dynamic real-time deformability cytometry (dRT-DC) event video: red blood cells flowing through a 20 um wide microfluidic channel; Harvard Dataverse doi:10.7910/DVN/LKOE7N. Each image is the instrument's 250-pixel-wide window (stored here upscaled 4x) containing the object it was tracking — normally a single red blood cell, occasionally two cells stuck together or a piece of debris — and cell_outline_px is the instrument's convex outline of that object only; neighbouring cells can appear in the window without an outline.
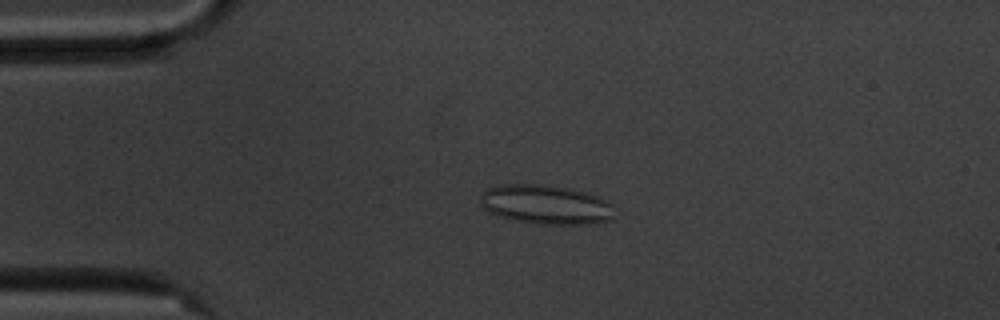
{"species": "common noctule bat (a hibernating species)", "species_latin": "Nyctalus noctula", "temperature_condition": "cold", "stored_images_in_passage": 49, "camera_frame_rate_fps": 3000, "um_per_image_px": 0.085, "animal": {"sex": "male", "body_mass_g": 20.1, "forearm_length_mm": 53.5}, "frame": {"image": 1, "passage_image": 5, "time_ms": 1.333, "image_size_px": [1000, 320], "cell_outline_px": [[616, 216], [608, 220], [588, 224], [540, 224], [516, 220], [496, 216], [488, 212], [480, 204], [480, 196], [488, 188], [500, 184], [544, 184], [572, 188], [588, 192], [612, 204]], "centroid_in_image_um": [46.39, 17.38], "position_along_channel_um": 38.6, "area_um2": 31.04}}
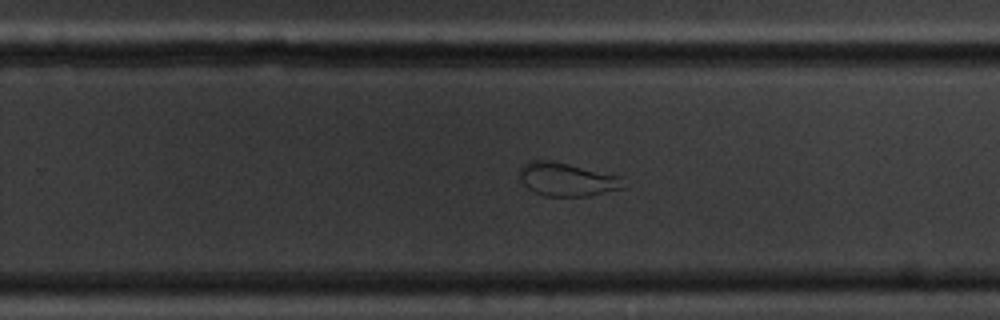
{"frame": {"image": 2, "passage_image": 28, "time_ms": 9.0, "image_size_px": [1000, 320], "cell_outline_px": [[620, 188], [592, 196], [544, 196], [528, 188], [520, 180], [520, 168], [528, 160], [548, 160], [568, 164], [620, 176]], "centroid_in_image_um": [48.11, 15.25], "position_along_channel_um": 281.7, "area_um2": 19.77}}
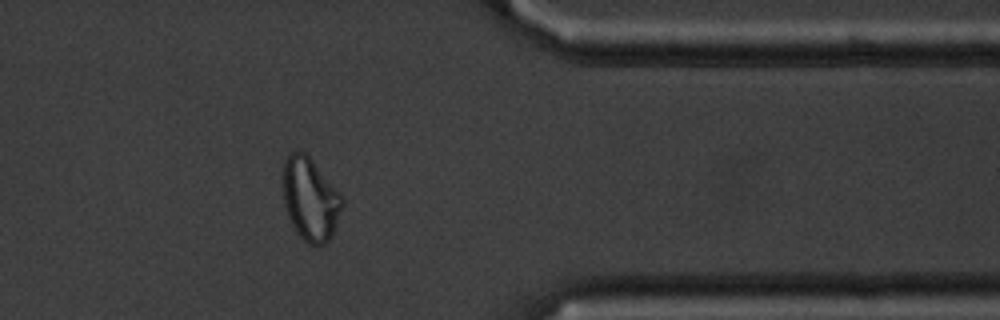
{"frame": {"image": 3, "passage_image": 38, "time_ms": 12.333, "image_size_px": [1000, 320], "cell_outline_px": [[344, 204], [332, 236], [324, 244], [308, 244], [296, 232], [288, 216], [284, 204], [280, 176], [284, 160], [288, 152], [300, 148], [312, 160], [340, 192], [344, 200]], "centroid_in_image_um": [26.33, 16.86], "position_along_channel_um": 385.1, "area_um2": 29.3}, "authors_computed_cell_mechanics": {"area_um2": 27.0504, "velocity_mm_per_s": 3.5398, "shape_relaxation_time_tau1_ms": null, "shape_relaxation_time_tau2_ms": 1.0437, "deformation_change_tau1": null, "deformation_change_tau2": 0.0706}}